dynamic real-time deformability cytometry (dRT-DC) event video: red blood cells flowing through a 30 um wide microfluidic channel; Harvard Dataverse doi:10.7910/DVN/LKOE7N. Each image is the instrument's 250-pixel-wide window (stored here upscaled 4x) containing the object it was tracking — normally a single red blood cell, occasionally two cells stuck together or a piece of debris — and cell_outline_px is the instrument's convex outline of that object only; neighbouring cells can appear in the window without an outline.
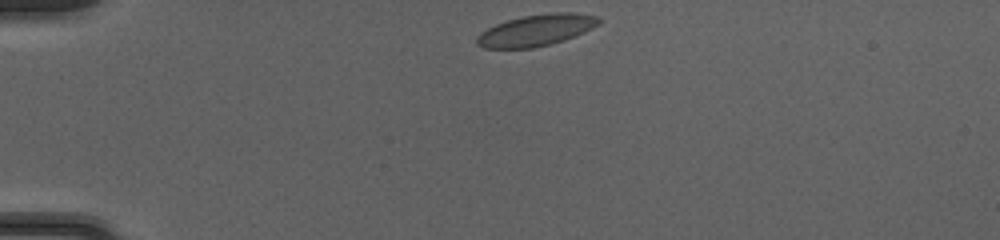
{"species": "common noctule bat (a hibernating species)", "species_latin": "Nyctalus noctula", "temperature_condition": "cold", "stored_images_in_passage": 40, "camera_frame_rate_fps": 3000, "um_per_image_px": 0.085, "animal": {"sex": "female", "body_mass_g": 20.0, "forearm_length_mm": 54.0}, "frame": {"image": 1, "passage_image": 1, "time_ms": 0.0, "image_size_px": [1000, 240], "cell_outline_px": [[600, 24], [584, 32], [564, 40], [552, 44], [532, 48], [484, 48], [476, 44], [476, 36], [480, 32], [496, 24], [508, 20], [524, 16], [552, 12], [572, 12], [600, 16]], "centroid_in_image_um": [45.59, 2.57], "position_along_channel_um": 39.4, "area_um2": 22.43}}
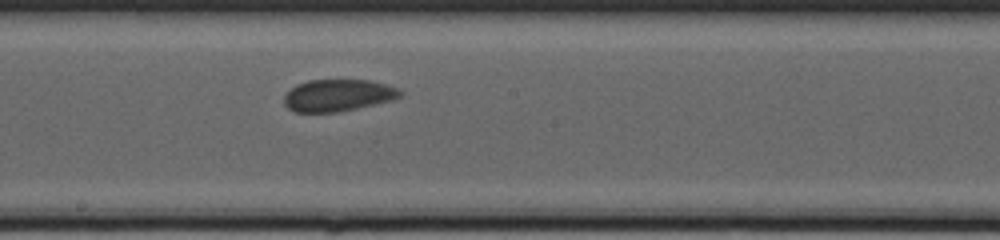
{"frame": {"image": 2, "passage_image": 18, "time_ms": 5.667, "image_size_px": [1000, 240], "cell_outline_px": [[404, 96], [392, 100], [356, 108], [336, 112], [296, 112], [288, 108], [284, 104], [284, 96], [296, 84], [308, 80], [372, 80], [400, 88], [404, 92]], "centroid_in_image_um": [28.77, 8.09], "position_along_channel_um": 219.4, "area_um2": 21.73}}
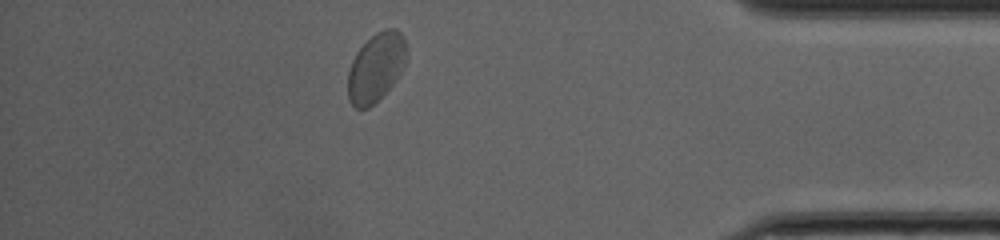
{"frame": {"image": 3, "passage_image": 34, "time_ms": 11.0, "image_size_px": [1000, 240], "cell_outline_px": [[408, 52], [404, 64], [396, 80], [368, 108], [356, 108], [348, 100], [348, 72], [352, 60], [356, 52], [376, 32], [384, 28], [396, 28], [404, 36]], "centroid_in_image_um": [31.97, 5.68], "position_along_channel_um": 403.2, "area_um2": 23.35}}